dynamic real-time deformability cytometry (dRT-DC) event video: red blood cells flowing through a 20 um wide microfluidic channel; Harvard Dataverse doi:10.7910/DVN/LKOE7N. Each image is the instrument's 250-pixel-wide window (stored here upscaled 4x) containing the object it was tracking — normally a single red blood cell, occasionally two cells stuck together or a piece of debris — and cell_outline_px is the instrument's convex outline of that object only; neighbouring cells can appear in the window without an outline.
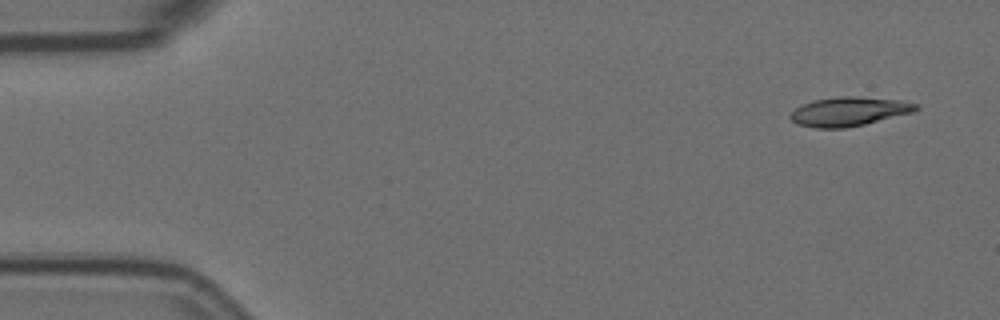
{"species": "Egyptian fruit bat (a non-hibernating species)", "species_latin": "Rousettus aegyptiacus", "temperature_condition": "room temperature", "stored_images_in_passage": 5, "camera_frame_rate_fps": 3000, "um_per_image_px": 0.085, "animal": {"sex": "female"}, "frame": {"image": 1, "passage_image": 1, "time_ms": 0.0, "image_size_px": [1000, 320], "cell_outline_px": [[920, 108], [912, 112], [864, 124], [844, 128], [816, 128], [796, 124], [788, 116], [796, 108], [812, 100], [836, 96], [860, 96], [900, 100], [920, 104]], "centroid_in_image_um": [72.16, 9.46], "position_along_channel_um": 12.8, "area_um2": 21.33}}
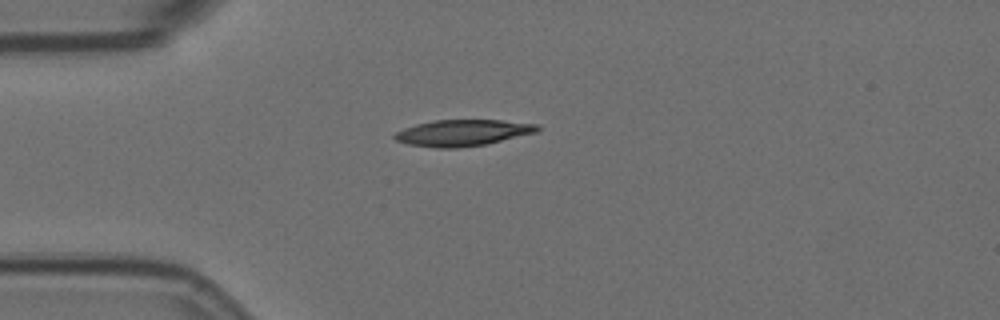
{"frame": {"image": 2, "passage_image": 4, "time_ms": 1.0, "image_size_px": [1000, 320], "cell_outline_px": [[540, 128], [536, 132], [484, 144], [456, 148], [440, 148], [408, 144], [396, 140], [392, 136], [396, 132], [404, 128], [416, 124], [436, 120], [500, 120], [540, 124]], "centroid_in_image_um": [39.31, 11.28], "position_along_channel_um": 45.7, "area_um2": 21.62}}